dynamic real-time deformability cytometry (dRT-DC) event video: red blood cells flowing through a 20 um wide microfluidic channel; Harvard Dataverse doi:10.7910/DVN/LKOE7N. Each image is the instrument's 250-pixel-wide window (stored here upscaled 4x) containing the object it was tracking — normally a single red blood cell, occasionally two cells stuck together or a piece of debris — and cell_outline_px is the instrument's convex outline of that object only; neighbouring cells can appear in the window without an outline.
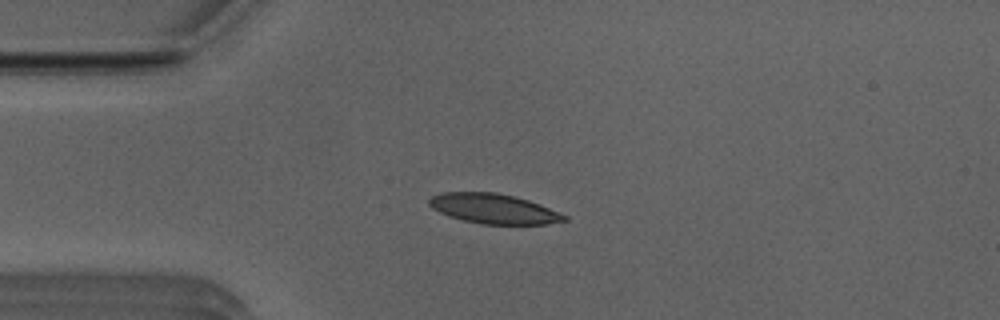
{"species": "Egyptian fruit bat (a non-hibernating species)", "species_latin": "Rousettus aegyptiacus", "temperature_condition": "room temperature", "stored_images_in_passage": 28, "camera_frame_rate_fps": 3000, "um_per_image_px": 0.085, "animal": {"sex": "male"}, "frame": {"image": 1, "passage_image": 1, "time_ms": 0.0, "image_size_px": [1000, 320], "cell_outline_px": [[568, 220], [548, 224], [480, 224], [448, 216], [432, 208], [428, 204], [428, 200], [432, 196], [440, 192], [496, 192], [528, 200], [540, 204], [568, 216]], "centroid_in_image_um": [41.95, 17.74], "position_along_channel_um": 43.0, "area_um2": 23.52}}
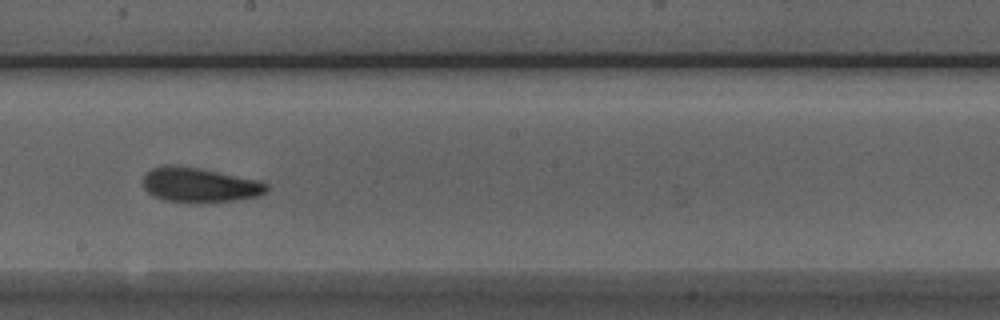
{"frame": {"image": 2, "passage_image": 17, "time_ms": 5.333, "image_size_px": [1000, 320], "cell_outline_px": [[268, 192], [256, 196], [236, 200], [164, 200], [148, 192], [144, 188], [144, 176], [152, 168], [164, 164], [176, 164], [200, 168], [256, 180], [268, 184]], "centroid_in_image_um": [16.95, 15.67], "position_along_channel_um": 231.3, "area_um2": 24.1}}
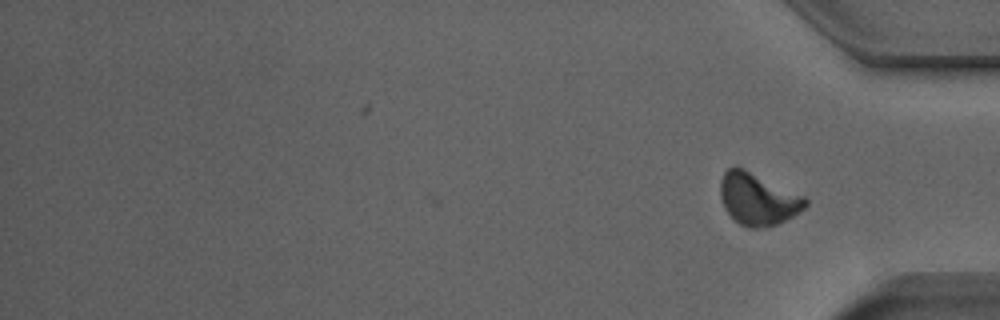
{"frame": {"image": 3, "passage_image": 28, "time_ms": 9.0, "image_size_px": [1000, 320], "cell_outline_px": [[808, 204], [804, 208], [792, 216], [776, 224], [764, 228], [748, 228], [740, 224], [724, 208], [720, 196], [720, 180], [724, 172], [732, 164], [736, 164], [804, 196], [808, 200]], "centroid_in_image_um": [64.39, 16.88], "position_along_channel_um": 370.8, "area_um2": 25.89}, "authors_computed_cell_mechanics": {"area_um2": 24.9118, "velocity_mm_per_s": 3.8907, "shape_relaxation_time_tau1_ms": 4.8918, "shape_relaxation_time_tau2_ms": 2.3014, "deformation_change_tau1": 0.1399, "deformation_change_tau2": 0.1002}}